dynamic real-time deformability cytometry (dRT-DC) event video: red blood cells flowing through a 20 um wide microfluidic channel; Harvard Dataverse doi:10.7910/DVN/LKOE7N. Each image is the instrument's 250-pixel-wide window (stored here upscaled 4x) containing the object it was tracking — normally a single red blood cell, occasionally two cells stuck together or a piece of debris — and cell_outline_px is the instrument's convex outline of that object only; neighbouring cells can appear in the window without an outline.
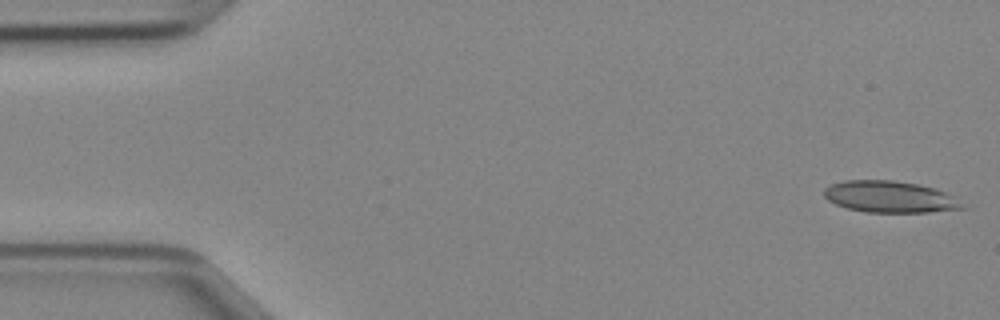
{"species": "Egyptian fruit bat (a non-hibernating species)", "species_latin": "Rousettus aegyptiacus", "temperature_condition": "cold", "stored_images_in_passage": 46, "camera_frame_rate_fps": 3000, "um_per_image_px": 0.085, "animal": {"sex": "female"}, "frame": {"image": 1, "passage_image": 1, "time_ms": 0.0, "image_size_px": [1000, 320], "cell_outline_px": [[968, 208], [928, 212], [868, 212], [848, 208], [836, 204], [828, 200], [824, 196], [824, 188], [832, 184], [844, 180], [892, 180], [916, 184], [936, 188], [952, 196]], "centroid_in_image_um": [75.63, 16.73], "position_along_channel_um": 9.4, "area_um2": 25.26}}
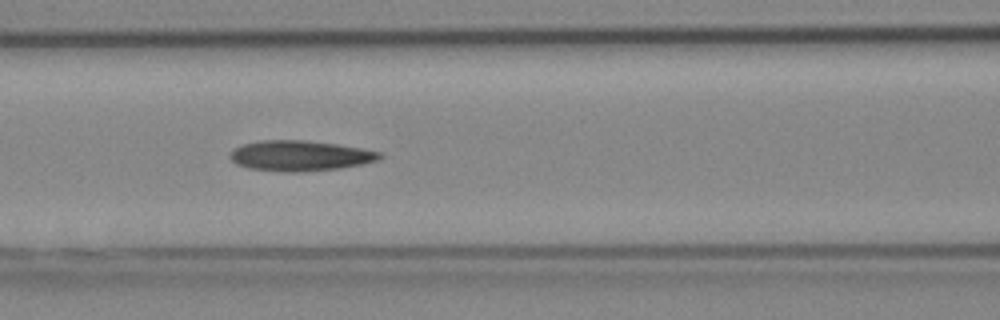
{"frame": {"image": 2, "passage_image": 19, "time_ms": 6.0, "image_size_px": [1000, 320], "cell_outline_px": [[384, 156], [380, 160], [364, 164], [340, 168], [304, 172], [284, 172], [248, 168], [236, 164], [228, 156], [236, 148], [244, 144], [260, 140], [308, 140], [336, 144], [360, 148], [380, 152]], "centroid_in_image_um": [25.53, 13.24], "position_along_channel_um": 141.1, "area_um2": 26.65}}
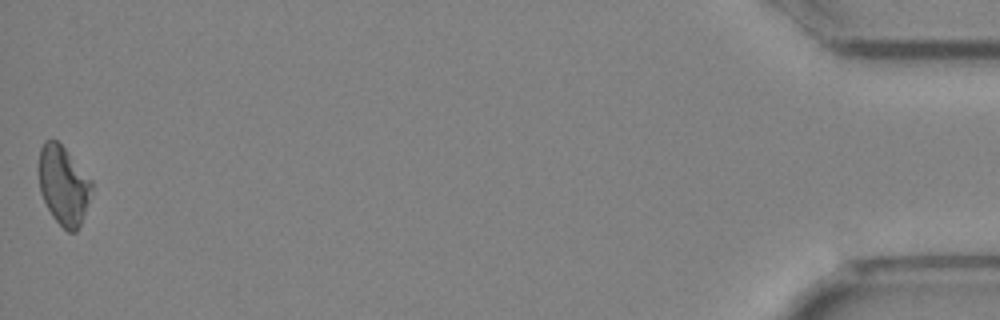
{"frame": {"image": 3, "passage_image": 46, "time_ms": 15.0, "image_size_px": [1000, 320], "cell_outline_px": [[92, 188], [80, 224], [76, 232], [68, 232], [52, 216], [40, 192], [40, 148], [44, 140], [56, 140], [64, 148], [92, 180]], "centroid_in_image_um": [5.39, 15.75], "position_along_channel_um": 429.8, "area_um2": 23.64}}